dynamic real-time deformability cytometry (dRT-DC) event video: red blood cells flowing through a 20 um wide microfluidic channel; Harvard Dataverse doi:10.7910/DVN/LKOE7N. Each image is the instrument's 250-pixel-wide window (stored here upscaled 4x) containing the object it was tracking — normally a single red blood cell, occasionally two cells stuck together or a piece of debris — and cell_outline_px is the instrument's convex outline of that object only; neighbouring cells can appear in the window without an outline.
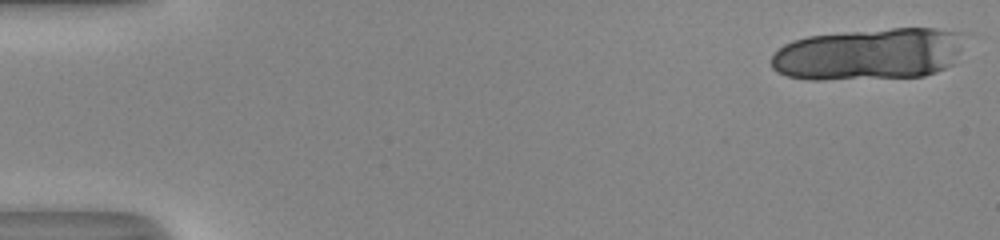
{"species": "human", "species_latin": "Homo sapiens", "temperature_condition": "room temperature", "stored_images_in_passage": 19, "camera_frame_rate_fps": 3000, "um_per_image_px": 0.085, "donor": {"sex": "male"}, "frame": {"image": 1, "passage_image": 1, "time_ms": 0.0, "image_size_px": [1000, 240], "cell_outline_px": [[960, 48], [952, 64], [936, 72], [924, 76], [824, 80], [808, 80], [788, 76], [776, 72], [772, 68], [772, 56], [784, 44], [792, 40], [808, 36], [844, 32], [892, 28], [936, 28], [960, 32]], "centroid_in_image_um": [73.81, 4.6], "position_along_channel_um": 11.2, "area_um2": 58.32}}